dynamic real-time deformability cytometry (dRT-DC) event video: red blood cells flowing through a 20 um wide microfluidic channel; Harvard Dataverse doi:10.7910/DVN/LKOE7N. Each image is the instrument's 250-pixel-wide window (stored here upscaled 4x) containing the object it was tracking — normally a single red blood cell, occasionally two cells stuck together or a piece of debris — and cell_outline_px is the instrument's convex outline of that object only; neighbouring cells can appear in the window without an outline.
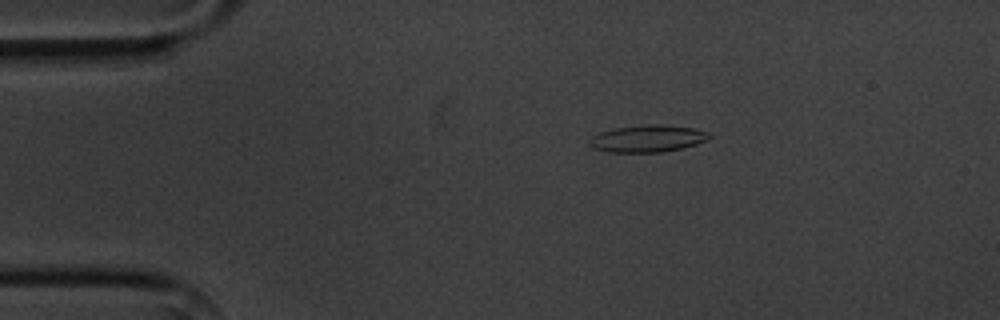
{"species": "common noctule bat (a hibernating species)", "species_latin": "Nyctalus noctula", "temperature_condition": "cold", "stored_images_in_passage": 6, "camera_frame_rate_fps": 3000, "um_per_image_px": 0.085, "animal": {"sex": "male", "body_mass_g": 20.1, "forearm_length_mm": 53.5}, "frame": {"image": 1, "passage_image": 1, "time_ms": 0.0, "image_size_px": [1000, 320], "cell_outline_px": [[712, 136], [708, 140], [696, 144], [680, 148], [660, 152], [608, 152], [592, 148], [588, 144], [588, 140], [592, 136], [600, 132], [616, 128], [648, 124], [664, 124], [692, 128], [708, 132]], "centroid_in_image_um": [55.02, 11.78], "position_along_channel_um": 30.0, "area_um2": 18.9}}
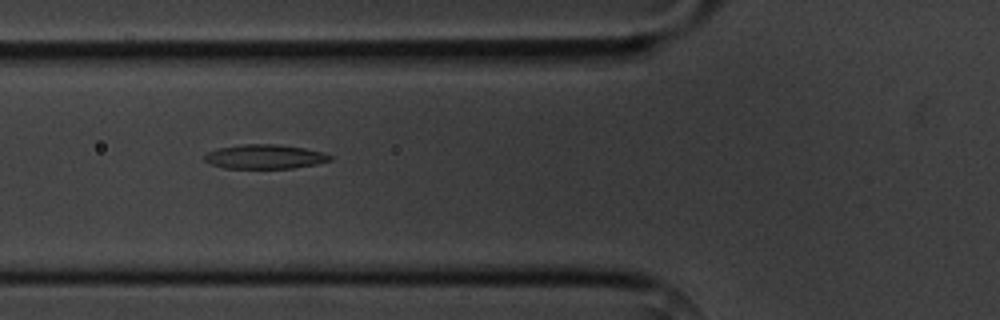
{"frame": {"image": 2, "passage_image": 4, "time_ms": 3.333, "image_size_px": [1000, 320], "cell_outline_px": [[332, 160], [316, 164], [292, 168], [224, 168], [212, 164], [204, 160], [204, 156], [208, 152], [216, 148], [240, 144], [276, 144], [304, 148], [324, 152], [332, 156]], "centroid_in_image_um": [22.51, 13.31], "position_along_channel_um": 103.3, "area_um2": 17.8}}
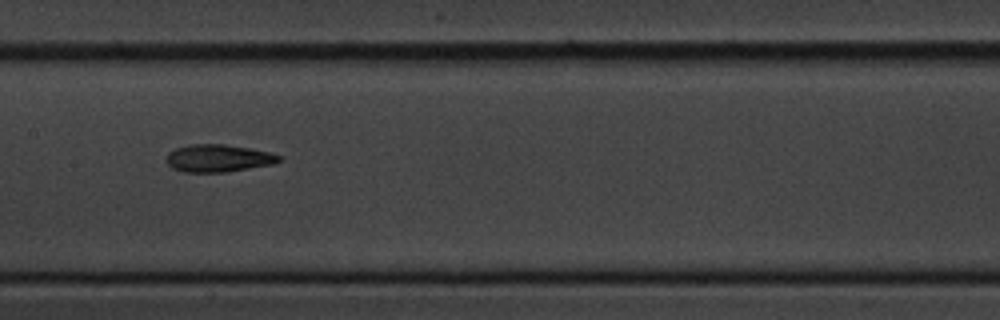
{"frame": {"image": 3, "passage_image": 6, "time_ms": 5.667, "image_size_px": [1000, 320], "cell_outline_px": [[280, 160], [272, 164], [224, 172], [184, 172], [172, 168], [164, 160], [168, 152], [176, 148], [188, 144], [224, 144], [248, 148], [268, 152], [280, 156]], "centroid_in_image_um": [18.47, 13.44], "position_along_channel_um": 188.9, "area_um2": 17.92}}